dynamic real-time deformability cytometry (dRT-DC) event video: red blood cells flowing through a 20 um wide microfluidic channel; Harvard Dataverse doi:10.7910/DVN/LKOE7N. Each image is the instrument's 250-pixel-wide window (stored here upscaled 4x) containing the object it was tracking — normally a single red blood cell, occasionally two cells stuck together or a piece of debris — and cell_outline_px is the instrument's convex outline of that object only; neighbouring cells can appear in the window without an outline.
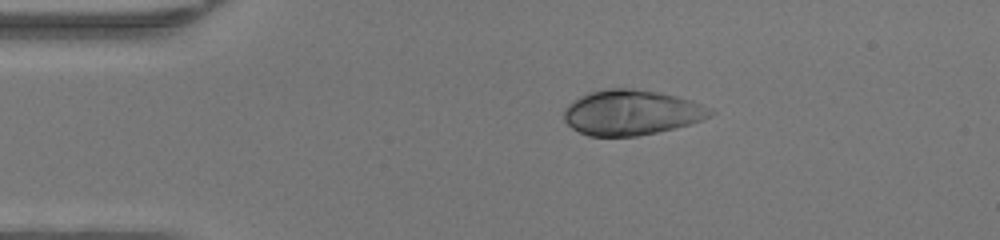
{"species": "human", "species_latin": "Homo sapiens", "temperature_condition": "warm", "stored_images_in_passage": 40, "camera_frame_rate_fps": 3000, "um_per_image_px": 0.085, "donor": {"sex": "female"}, "frame": {"image": 1, "passage_image": 1, "time_ms": 0.0, "image_size_px": [1000, 240], "cell_outline_px": [[716, 112], [700, 120], [688, 124], [656, 132], [636, 136], [588, 136], [572, 128], [564, 120], [564, 108], [572, 100], [588, 92], [604, 88], [632, 88], [656, 92], [676, 96], [692, 100], [712, 108]], "centroid_in_image_um": [53.63, 9.55], "position_along_channel_um": 31.4, "area_um2": 38.49}}
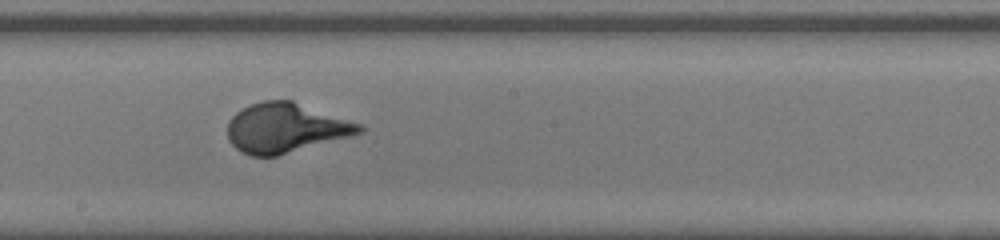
{"frame": {"image": 2, "passage_image": 18, "time_ms": 5.667, "image_size_px": [1000, 240], "cell_outline_px": [[364, 132], [352, 136], [276, 156], [252, 156], [240, 152], [228, 140], [228, 120], [236, 112], [252, 104], [264, 100], [292, 100], [360, 124], [364, 128]], "centroid_in_image_um": [24.26, 10.88], "position_along_channel_um": 223.9, "area_um2": 37.92}}
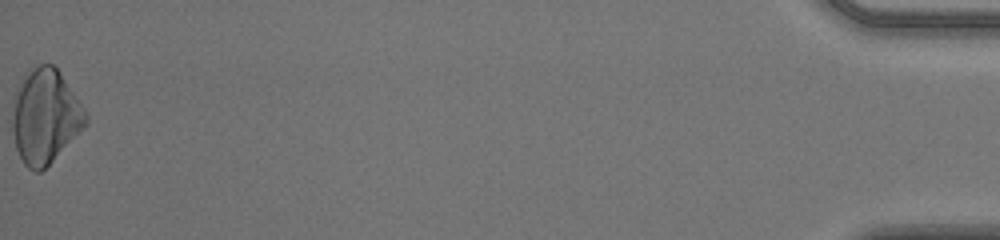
{"frame": {"image": 3, "passage_image": 40, "time_ms": 13.0, "image_size_px": [1000, 240], "cell_outline_px": [[88, 124], [40, 172], [36, 172], [28, 168], [24, 164], [16, 148], [12, 132], [12, 116], [16, 96], [28, 72], [32, 68], [40, 64], [52, 64], [60, 72], [88, 116]], "centroid_in_image_um": [3.85, 9.93], "position_along_channel_um": 431.3, "area_um2": 39.3}}